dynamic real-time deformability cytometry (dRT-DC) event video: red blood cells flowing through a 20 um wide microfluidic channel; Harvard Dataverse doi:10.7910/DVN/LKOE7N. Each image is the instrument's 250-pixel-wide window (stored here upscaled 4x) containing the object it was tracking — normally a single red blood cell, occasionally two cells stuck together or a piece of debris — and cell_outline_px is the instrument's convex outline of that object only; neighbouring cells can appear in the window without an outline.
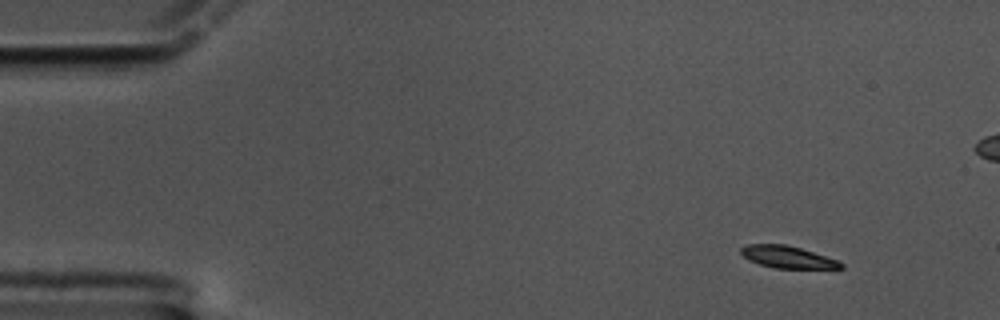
{"species": "common noctule bat (a hibernating species)", "species_latin": "Nyctalus noctula", "temperature_condition": "cold", "stored_images_in_passage": 55, "segment_of_instrument_passage": [1, 2], "camera_frame_rate_fps": 3000, "um_per_image_px": 0.085, "animal": {"sex": "male", "body_mass_g": 17.5, "forearm_length_mm": 52.3}, "frame": {"image": 1, "passage_image": 1, "time_ms": 0.0, "image_size_px": [1000, 320], "cell_outline_px": [[844, 268], [772, 268], [748, 260], [740, 252], [740, 248], [744, 244], [788, 244], [840, 260], [844, 264]], "centroid_in_image_um": [66.95, 21.84], "position_along_channel_um": 18.0, "area_um2": 13.06}}
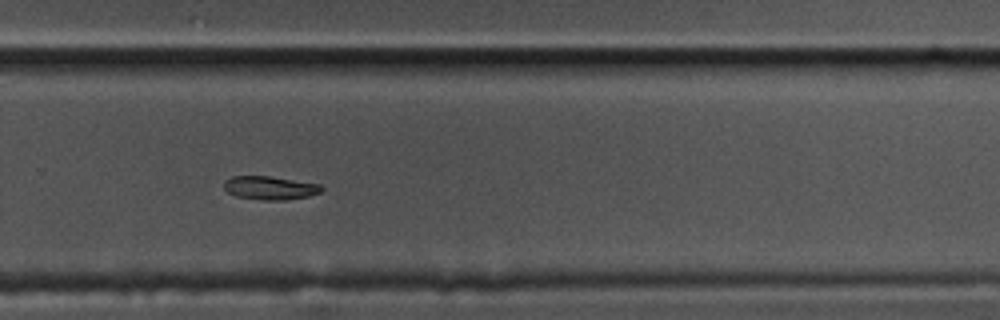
{"frame": {"image": 2, "passage_image": 35, "time_ms": 11.333, "image_size_px": [1000, 320], "cell_outline_px": [[324, 188], [320, 192], [308, 196], [288, 200], [264, 200], [236, 196], [228, 192], [224, 188], [224, 180], [232, 176], [268, 176], [320, 184]], "centroid_in_image_um": [22.94, 15.97], "position_along_channel_um": 306.9, "area_um2": 13.29}}
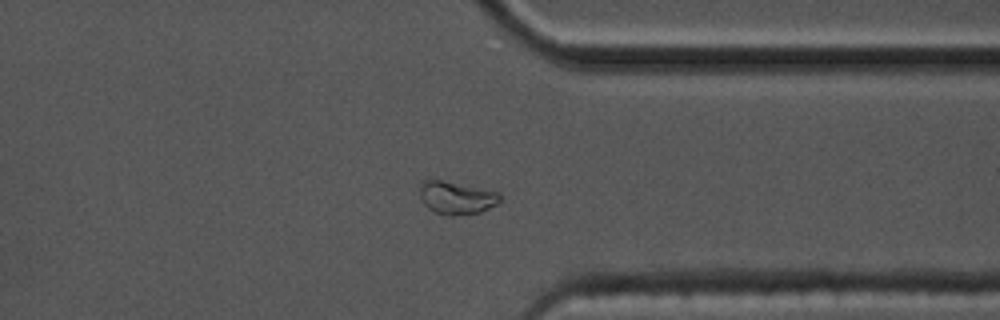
{"frame": {"image": 3, "passage_image": 41, "time_ms": 13.333, "image_size_px": [1000, 320], "cell_outline_px": [[500, 200], [496, 204], [480, 212], [456, 216], [444, 216], [432, 212], [420, 200], [420, 180], [440, 180], [500, 192]], "centroid_in_image_um": [38.75, 16.83], "position_along_channel_um": 372.7, "area_um2": 15.49}}